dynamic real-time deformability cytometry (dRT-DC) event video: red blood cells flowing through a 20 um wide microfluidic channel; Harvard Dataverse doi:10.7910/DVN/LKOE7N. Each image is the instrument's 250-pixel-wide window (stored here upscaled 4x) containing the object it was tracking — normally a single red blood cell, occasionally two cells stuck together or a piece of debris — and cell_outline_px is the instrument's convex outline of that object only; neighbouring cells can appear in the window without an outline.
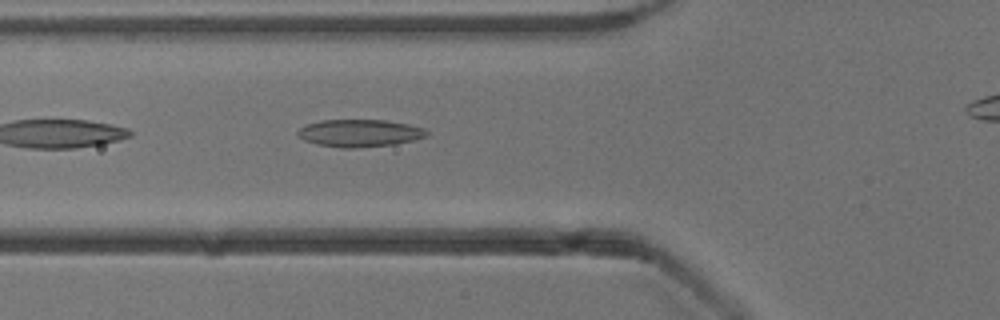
{"species": "common noctule bat (a hibernating species)", "species_latin": "Nyctalus noctula", "temperature_condition": "cold", "stored_images_in_passage": 32, "camera_frame_rate_fps": 3000, "um_per_image_px": 0.085, "animal": {"sex": "male", "body_mass_g": 13.3}, "frame": {"image": 1, "passage_image": 4, "time_ms": 1.0, "image_size_px": [1000, 320], "cell_outline_px": [[428, 136], [412, 140], [392, 144], [356, 148], [340, 148], [316, 144], [304, 140], [296, 132], [300, 128], [308, 124], [320, 120], [384, 120], [408, 124], [424, 128], [428, 132]], "centroid_in_image_um": [30.56, 11.31], "position_along_channel_um": 95.2, "area_um2": 20.46}}
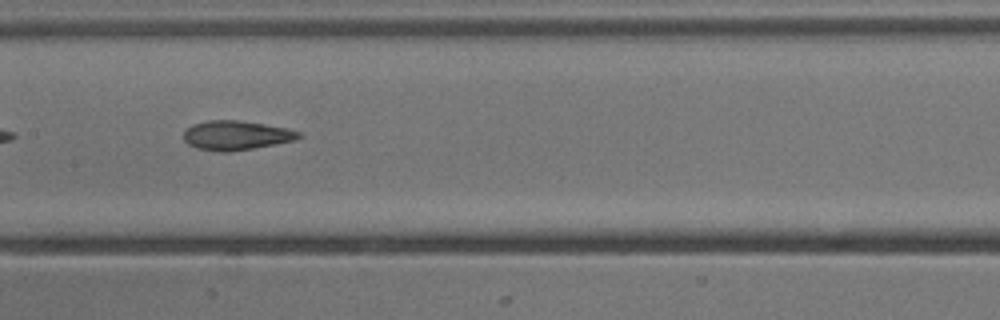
{"frame": {"image": 2, "passage_image": 11, "time_ms": 3.333, "image_size_px": [1000, 320], "cell_outline_px": [[300, 136], [296, 140], [252, 148], [228, 152], [220, 152], [196, 148], [188, 144], [184, 140], [184, 132], [192, 124], [208, 120], [240, 120], [288, 128], [300, 132]], "centroid_in_image_um": [20.06, 11.5], "position_along_channel_um": 187.3, "area_um2": 19.59}}
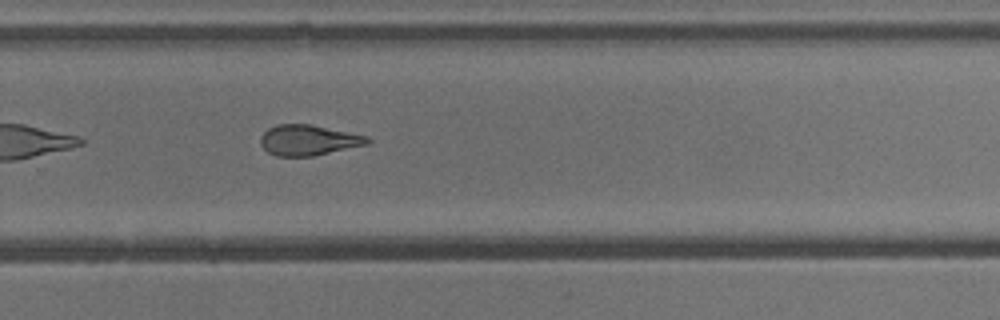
{"frame": {"image": 3, "passage_image": 20, "time_ms": 6.333, "image_size_px": [1000, 320], "cell_outline_px": [[372, 140], [368, 144], [312, 156], [276, 156], [268, 152], [260, 144], [260, 136], [268, 128], [276, 124], [308, 124], [368, 136]], "centroid_in_image_um": [26.19, 11.91], "position_along_channel_um": 303.6, "area_um2": 18.9}, "authors_computed_cell_mechanics": {"area_um2": 19.6231, "velocity_mm_per_s": 3.9031, "shape_relaxation_time_tau1_ms": 10.1405, "shape_relaxation_time_tau2_ms": 3.2909, "deformation_change_tau1": 0.1981, "deformation_change_tau2": 0.1076}}